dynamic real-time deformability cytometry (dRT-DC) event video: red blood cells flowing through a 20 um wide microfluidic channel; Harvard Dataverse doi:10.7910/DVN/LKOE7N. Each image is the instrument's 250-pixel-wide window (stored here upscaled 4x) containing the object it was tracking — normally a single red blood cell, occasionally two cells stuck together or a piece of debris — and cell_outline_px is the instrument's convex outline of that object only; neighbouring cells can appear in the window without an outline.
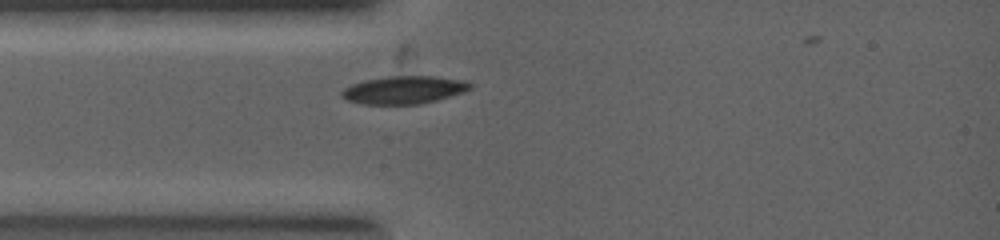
{"species": "common noctule bat (a hibernating species)", "species_latin": "Nyctalus noctula", "temperature_condition": "warm", "stored_images_in_passage": 26, "camera_frame_rate_fps": 5000, "um_per_image_px": 0.085, "animal": {"sex": "female", "body_mass_g": 19.0, "forearm_length_mm": 53.3}, "frame": {"image": 1, "passage_image": 1, "time_ms": 0.0, "image_size_px": [1000, 240], "cell_outline_px": [[472, 88], [464, 92], [436, 100], [416, 104], [364, 104], [348, 100], [340, 92], [344, 88], [352, 84], [364, 80], [388, 76], [432, 76], [460, 80], [472, 84]], "centroid_in_image_um": [34.33, 7.64], "position_along_channel_um": 50.7, "area_um2": 20.52}}
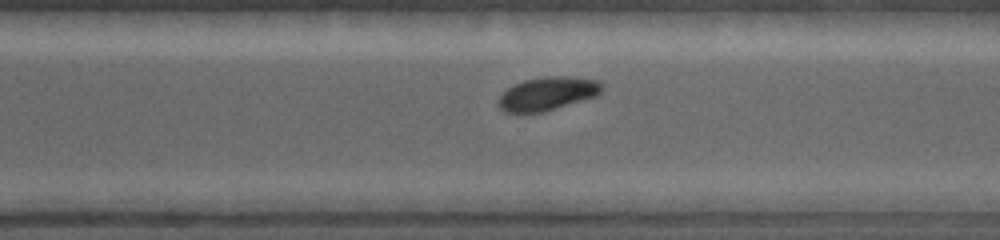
{"frame": {"image": 2, "passage_image": 19, "time_ms": 4.2, "image_size_px": [1000, 240], "cell_outline_px": [[604, 88], [596, 96], [540, 112], [504, 112], [500, 108], [500, 96], [508, 88], [524, 80], [548, 76], [568, 76], [600, 80], [604, 84]], "centroid_in_image_um": [46.6, 7.93], "position_along_channel_um": 324.0, "area_um2": 19.77}}
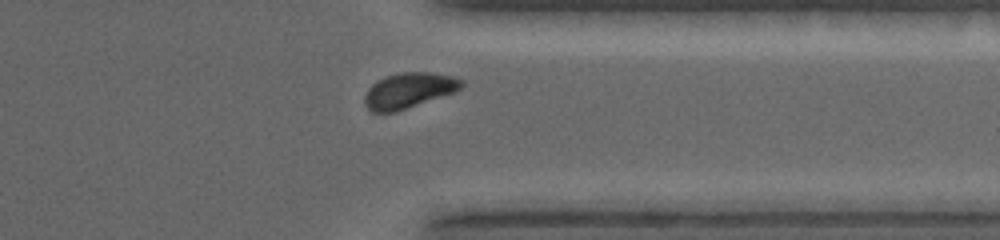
{"frame": {"image": 3, "passage_image": 22, "time_ms": 5.0, "image_size_px": [1000, 240], "cell_outline_px": [[464, 84], [460, 88], [452, 92], [396, 112], [372, 112], [364, 104], [364, 96], [368, 88], [376, 80], [400, 72], [428, 72], [456, 76], [464, 80]], "centroid_in_image_um": [34.73, 7.68], "position_along_channel_um": 376.7, "area_um2": 19.88}}